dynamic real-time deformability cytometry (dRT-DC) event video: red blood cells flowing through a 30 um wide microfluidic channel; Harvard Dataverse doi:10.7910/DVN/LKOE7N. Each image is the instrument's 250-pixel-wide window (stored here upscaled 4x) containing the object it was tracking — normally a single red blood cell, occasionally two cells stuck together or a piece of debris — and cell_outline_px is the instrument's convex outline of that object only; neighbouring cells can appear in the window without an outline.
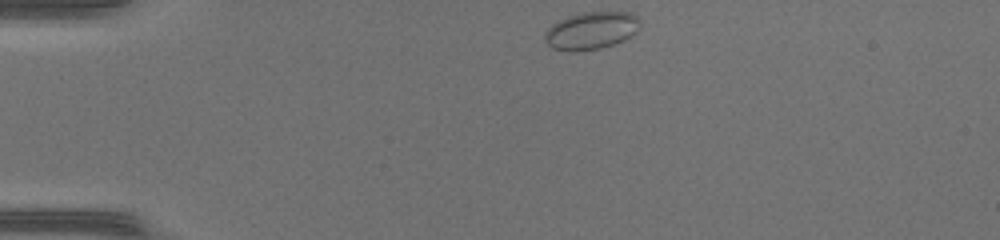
{"species": "common noctule bat (a hibernating species)", "species_latin": "Nyctalus noctula", "temperature_condition": "warm", "stored_images_in_passage": 39, "camera_frame_rate_fps": 3000, "um_per_image_px": 0.085, "animal": {"sex": "female", "body_mass_g": 17.0, "forearm_length_mm": 48.0}, "frame": {"image": 1, "passage_image": 1, "time_ms": 0.0, "image_size_px": [1000, 240], "cell_outline_px": [[640, 20], [636, 32], [624, 40], [600, 48], [572, 52], [568, 52], [552, 48], [544, 40], [544, 32], [556, 20], [580, 12], [632, 12]], "centroid_in_image_um": [50.2, 2.59], "position_along_channel_um": 34.8, "area_um2": 20.98}}
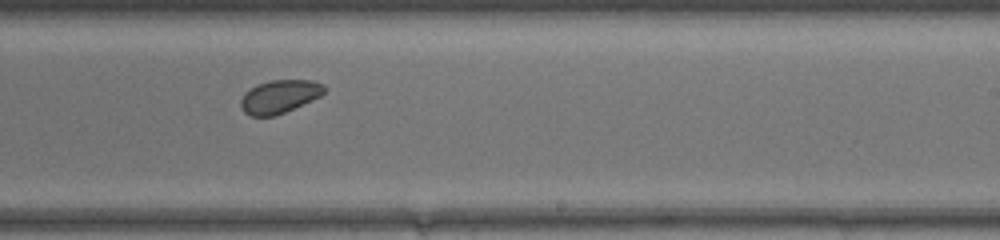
{"frame": {"image": 2, "passage_image": 21, "time_ms": 6.667, "image_size_px": [1000, 240], "cell_outline_px": [[328, 88], [320, 96], [312, 100], [276, 116], [248, 116], [244, 112], [240, 104], [240, 100], [244, 92], [256, 84], [272, 80], [312, 80], [324, 84]], "centroid_in_image_um": [23.75, 8.2], "position_along_channel_um": 265.3, "area_um2": 16.36}}
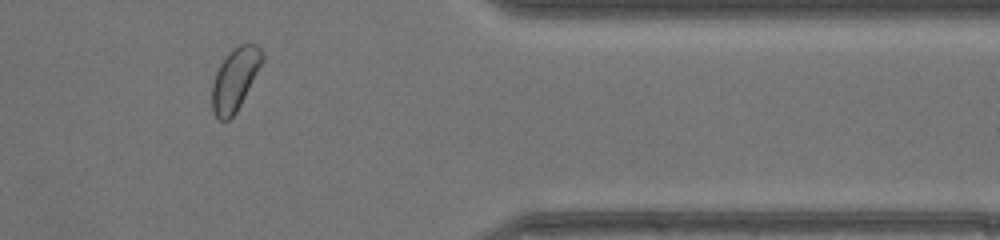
{"frame": {"image": 3, "passage_image": 31, "time_ms": 10.0, "image_size_px": [1000, 240], "cell_outline_px": [[264, 60], [236, 112], [228, 120], [220, 120], [216, 116], [212, 108], [212, 84], [216, 72], [220, 64], [228, 52], [232, 48], [240, 44], [256, 44], [260, 48], [264, 56]], "centroid_in_image_um": [19.97, 6.71], "position_along_channel_um": 391.4, "area_um2": 18.09}, "authors_computed_cell_mechanics": {"area_um2": 17.1666, "velocity_mm_per_s": 4.3073, "shape_relaxation_time_tau1_ms": null, "shape_relaxation_time_tau2_ms": 2.817, "deformation_change_tau1": null, "deformation_change_tau2": 0.0534}}